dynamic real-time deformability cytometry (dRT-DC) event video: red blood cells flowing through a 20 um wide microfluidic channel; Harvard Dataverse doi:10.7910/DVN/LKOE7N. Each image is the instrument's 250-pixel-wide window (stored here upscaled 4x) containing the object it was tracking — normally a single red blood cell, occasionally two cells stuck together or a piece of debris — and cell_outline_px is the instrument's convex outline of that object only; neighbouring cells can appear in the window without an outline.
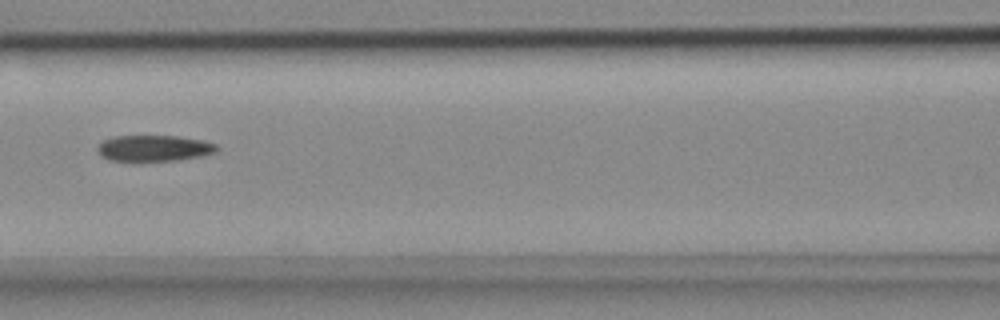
{"species": "common noctule bat (a hibernating species)", "species_latin": "Nyctalus noctula", "temperature_condition": "cold", "stored_images_in_passage": 3, "camera_frame_rate_fps": 3000, "um_per_image_px": 0.085, "animal": {"sex": "female", "body_mass_g": 18.4}, "frame": {"image": 1, "passage_image": 3, "time_ms": 0.667, "image_size_px": [1000, 320], "cell_outline_px": [[220, 148], [216, 152], [204, 156], [176, 160], [140, 164], [132, 164], [108, 160], [100, 156], [96, 148], [104, 140], [116, 136], [176, 136], [204, 140], [216, 144]], "centroid_in_image_um": [13.06, 12.66], "position_along_channel_um": 153.5, "area_um2": 19.19}}